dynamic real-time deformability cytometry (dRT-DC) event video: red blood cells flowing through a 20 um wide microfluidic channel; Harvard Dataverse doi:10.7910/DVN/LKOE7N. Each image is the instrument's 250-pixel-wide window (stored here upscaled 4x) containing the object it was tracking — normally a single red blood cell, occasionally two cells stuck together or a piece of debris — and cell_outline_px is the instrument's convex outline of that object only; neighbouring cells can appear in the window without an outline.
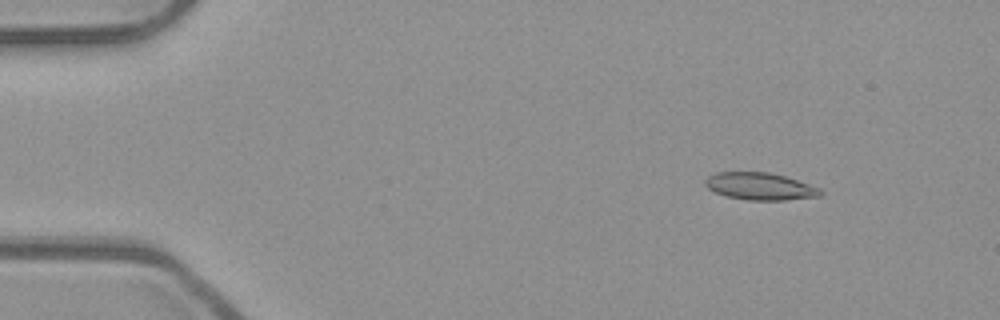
{"species": "common noctule bat (a hibernating species)", "species_latin": "Nyctalus noctula", "temperature_condition": "room temperature", "stored_images_in_passage": 17, "camera_frame_rate_fps": 3000, "um_per_image_px": 0.085, "animal": {"sex": "male", "body_mass_g": 23.1, "forearm_length_mm": 52.7}, "frame": {"image": 1, "passage_image": 7, "time_ms": 2.0, "image_size_px": [1000, 320], "cell_outline_px": [[824, 192], [820, 196], [784, 200], [748, 200], [728, 196], [716, 192], [708, 188], [704, 184], [704, 180], [708, 176], [716, 172], [768, 172], [784, 176], [820, 188]], "centroid_in_image_um": [64.59, 15.83], "position_along_channel_um": 20.4, "area_um2": 18.15}}